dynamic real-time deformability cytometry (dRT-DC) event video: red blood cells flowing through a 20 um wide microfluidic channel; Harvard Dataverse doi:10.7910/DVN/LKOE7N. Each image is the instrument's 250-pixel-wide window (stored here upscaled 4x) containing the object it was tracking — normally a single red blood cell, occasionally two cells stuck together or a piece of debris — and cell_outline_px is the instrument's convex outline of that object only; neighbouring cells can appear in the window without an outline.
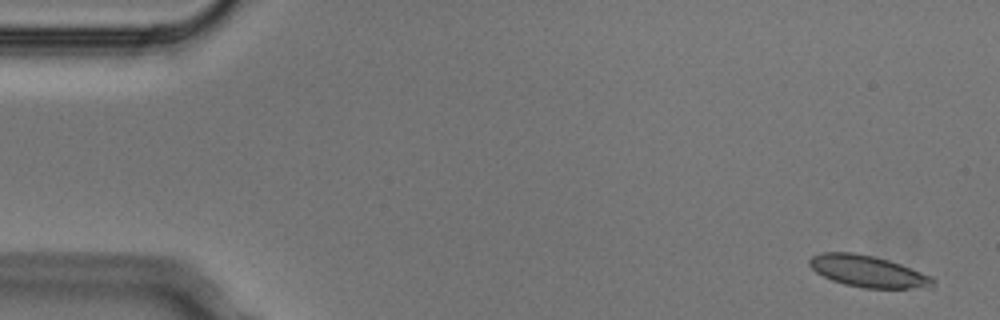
{"species": "Egyptian fruit bat (a non-hibernating species)", "species_latin": "Rousettus aegyptiacus", "temperature_condition": "cold", "stored_images_in_passage": 5, "camera_frame_rate_fps": 3000, "um_per_image_px": 0.085, "animal": {"sex": "male"}, "frame": {"image": 1, "passage_image": 1, "time_ms": 0.0, "image_size_px": [1000, 320], "cell_outline_px": [[936, 280], [932, 284], [908, 288], [864, 288], [844, 284], [832, 280], [816, 272], [808, 264], [808, 260], [812, 256], [824, 252], [852, 252], [872, 256], [888, 260], [900, 264], [932, 276]], "centroid_in_image_um": [73.71, 23.05], "position_along_channel_um": 11.3, "area_um2": 22.31}}
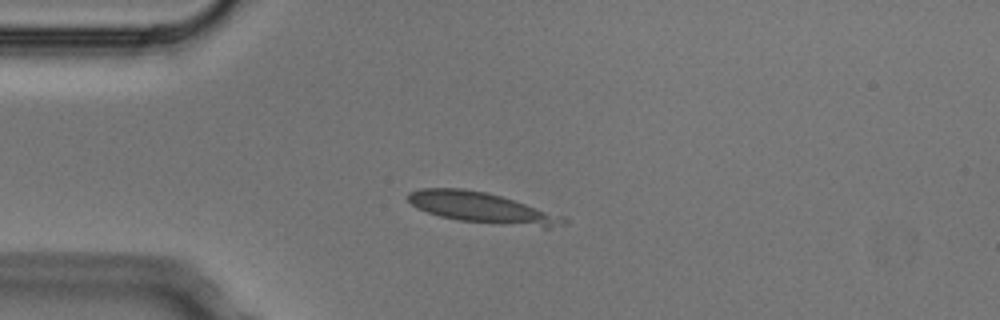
{"frame": {"image": 2, "passage_image": 4, "time_ms": 1.0, "image_size_px": [1000, 320], "cell_outline_px": [[568, 224], [548, 228], [544, 228], [460, 220], [440, 216], [416, 208], [408, 200], [408, 192], [420, 188], [464, 188], [484, 192], [500, 196], [564, 216], [568, 220]], "centroid_in_image_um": [40.98, 17.67], "position_along_channel_um": 44.0, "area_um2": 27.57}}